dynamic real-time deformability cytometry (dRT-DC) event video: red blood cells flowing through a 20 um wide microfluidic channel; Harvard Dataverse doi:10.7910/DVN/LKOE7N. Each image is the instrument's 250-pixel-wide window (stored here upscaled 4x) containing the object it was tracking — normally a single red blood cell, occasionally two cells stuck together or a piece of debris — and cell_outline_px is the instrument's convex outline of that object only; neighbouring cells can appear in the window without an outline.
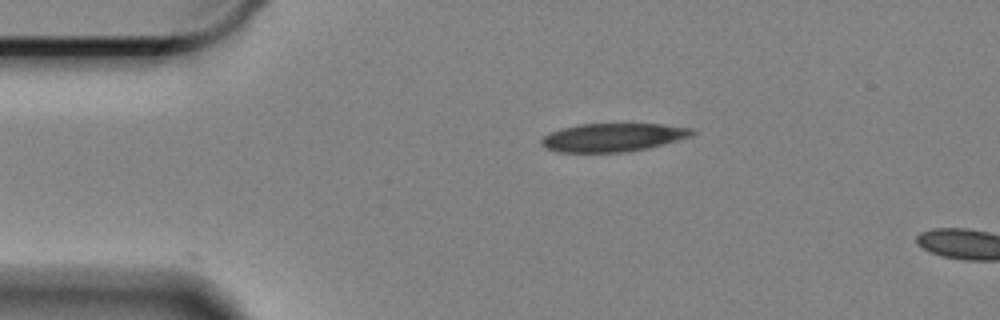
{"species": "Egyptian fruit bat (a non-hibernating species)", "species_latin": "Rousettus aegyptiacus", "temperature_condition": "cold", "stored_images_in_passage": 4, "camera_frame_rate_fps": 3000, "um_per_image_px": 0.085, "animal": {"sex": "female"}, "frame": {"image": 1, "passage_image": 1, "time_ms": 0.0, "image_size_px": [1000, 320], "cell_outline_px": [[696, 132], [692, 136], [648, 148], [624, 152], [560, 152], [548, 148], [540, 140], [548, 132], [560, 128], [580, 124], [664, 124], [692, 128]], "centroid_in_image_um": [52.12, 11.67], "position_along_channel_um": 32.9, "area_um2": 24.8}}